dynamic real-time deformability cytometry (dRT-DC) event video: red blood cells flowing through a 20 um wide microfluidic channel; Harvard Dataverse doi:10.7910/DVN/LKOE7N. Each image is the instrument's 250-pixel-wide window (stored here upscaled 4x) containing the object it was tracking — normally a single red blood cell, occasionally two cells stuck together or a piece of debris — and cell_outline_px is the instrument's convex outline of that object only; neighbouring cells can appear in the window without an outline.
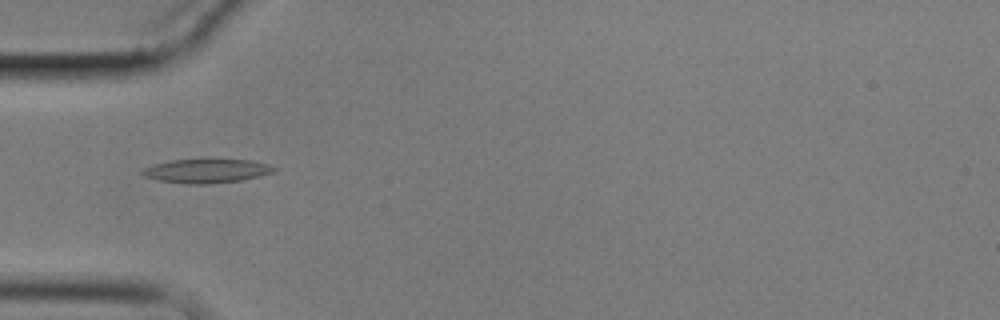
{"species": "common noctule bat (a hibernating species)", "species_latin": "Nyctalus noctula", "temperature_condition": "cold", "stored_images_in_passage": 10, "camera_frame_rate_fps": 3000, "um_per_image_px": 0.085, "animal": {"sex": "male", "body_mass_g": 17.9}, "frame": {"image": 1, "passage_image": 5, "time_ms": 5.667, "image_size_px": [1000, 320], "cell_outline_px": [[276, 168], [272, 172], [260, 176], [240, 180], [208, 184], [184, 184], [160, 180], [144, 176], [140, 172], [144, 168], [156, 164], [172, 160], [208, 156], [252, 160], [268, 164]], "centroid_in_image_um": [17.58, 14.47], "position_along_channel_um": 67.4, "area_um2": 19.19}}
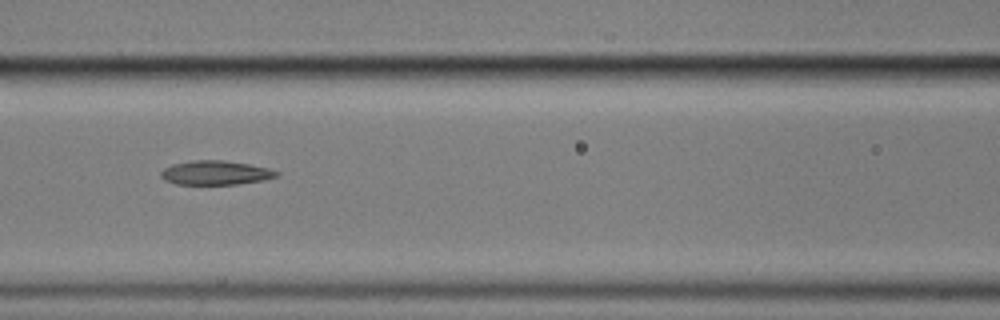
{"frame": {"image": 2, "passage_image": 7, "time_ms": 8.0, "image_size_px": [1000, 320], "cell_outline_px": [[280, 172], [276, 176], [264, 180], [236, 184], [176, 184], [164, 180], [160, 176], [160, 172], [164, 168], [172, 164], [192, 160], [224, 160], [248, 164], [268, 168]], "centroid_in_image_um": [18.29, 14.68], "position_along_channel_um": 148.3, "area_um2": 16.24}}
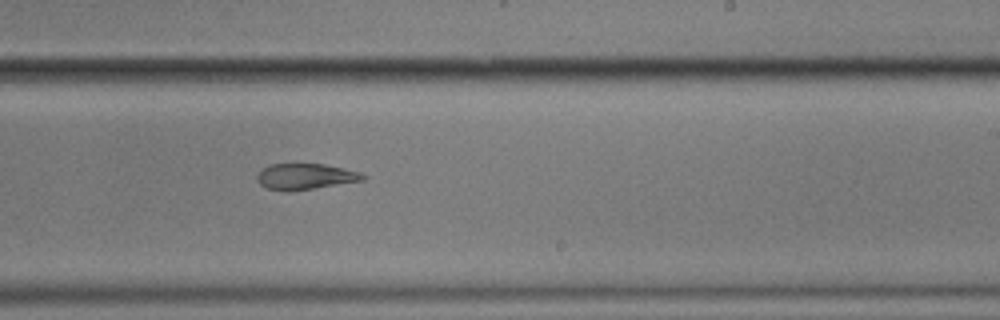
{"frame": {"image": 3, "passage_image": 10, "time_ms": 11.333, "image_size_px": [1000, 320], "cell_outline_px": [[368, 176], [364, 180], [288, 192], [268, 188], [260, 184], [256, 180], [256, 176], [264, 168], [272, 164], [324, 164], [344, 168], [360, 172]], "centroid_in_image_um": [25.97, 15.0], "position_along_channel_um": 263.0, "area_um2": 15.9}}